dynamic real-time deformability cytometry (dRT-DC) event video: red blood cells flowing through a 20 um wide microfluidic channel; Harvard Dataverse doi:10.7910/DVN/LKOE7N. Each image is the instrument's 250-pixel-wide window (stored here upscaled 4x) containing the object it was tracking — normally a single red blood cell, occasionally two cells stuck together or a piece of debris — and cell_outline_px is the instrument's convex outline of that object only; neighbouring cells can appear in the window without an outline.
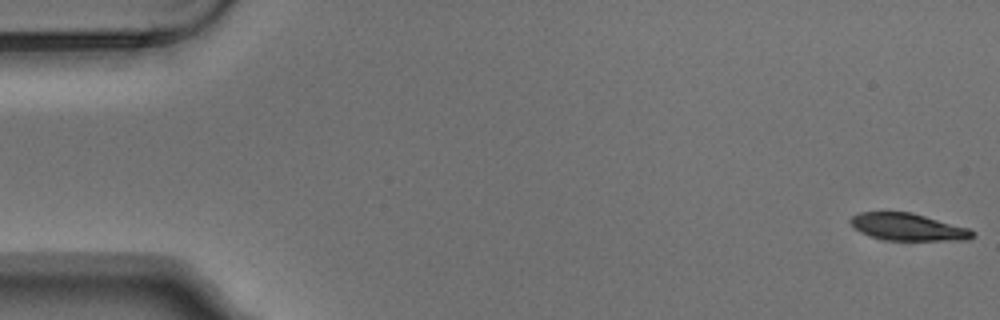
{"species": "Egyptian fruit bat (a non-hibernating species)", "species_latin": "Rousettus aegyptiacus", "temperature_condition": "warm", "stored_images_in_passage": 4, "camera_frame_rate_fps": 3000, "um_per_image_px": 0.085, "animal": {"sex": "male"}, "frame": {"image": 1, "passage_image": 1, "time_ms": 0.0, "image_size_px": [1000, 320], "cell_outline_px": [[976, 236], [968, 240], [884, 240], [860, 232], [848, 220], [852, 216], [860, 212], [912, 212], [968, 228], [976, 232]], "centroid_in_image_um": [77.21, 19.29], "position_along_channel_um": 7.8, "area_um2": 19.31}}
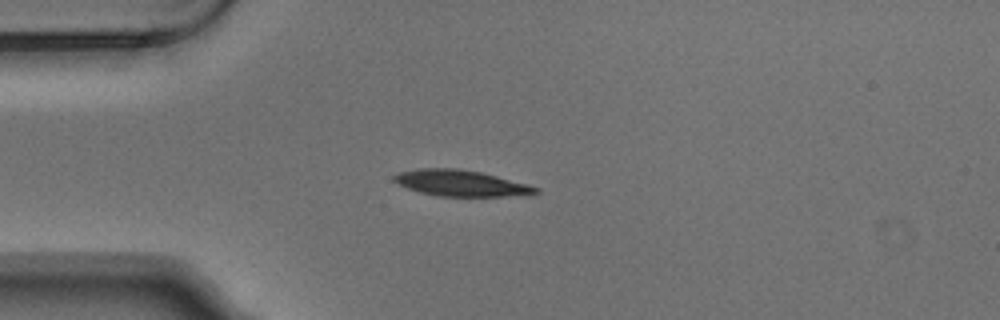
{"frame": {"image": 2, "passage_image": 4, "time_ms": 1.0, "image_size_px": [1000, 320], "cell_outline_px": [[540, 192], [532, 196], [440, 196], [420, 192], [408, 188], [392, 180], [392, 176], [400, 172], [416, 168], [456, 168], [480, 172], [528, 184], [540, 188]], "centroid_in_image_um": [39.24, 15.57], "position_along_channel_um": 45.8, "area_um2": 21.68}}